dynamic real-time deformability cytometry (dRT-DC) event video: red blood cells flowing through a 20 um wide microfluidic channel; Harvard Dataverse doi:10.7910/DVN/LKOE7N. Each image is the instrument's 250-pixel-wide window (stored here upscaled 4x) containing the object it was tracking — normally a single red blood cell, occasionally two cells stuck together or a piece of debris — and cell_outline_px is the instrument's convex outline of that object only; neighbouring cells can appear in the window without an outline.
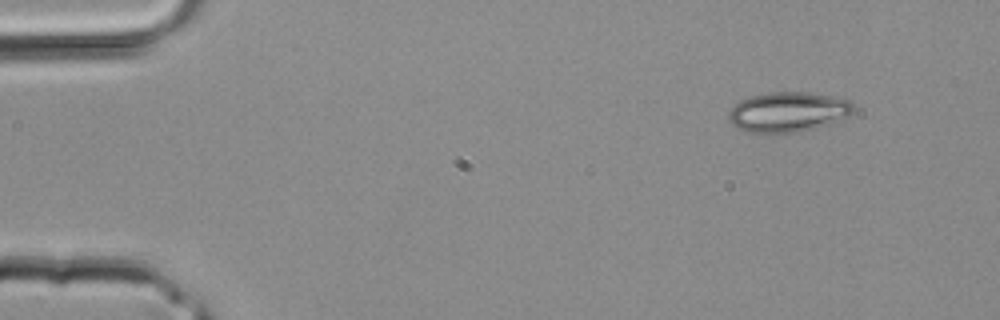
{"species": "common noctule bat (a hibernating species)", "species_latin": "Nyctalus noctula", "temperature_condition": "room temperature", "stored_images_in_passage": 2, "segment_of_instrument_passage": [2, 2], "camera_frame_rate_fps": 3000, "um_per_image_px": 0.085, "animal": {"sex": "male", "body_mass_g": 20.4}, "frame": {"image": 1, "passage_image": 2, "time_ms": 0.333, "image_size_px": [1000, 320], "cell_outline_px": [[856, 108], [848, 116], [812, 128], [796, 132], [748, 132], [736, 128], [728, 120], [728, 112], [740, 100], [752, 96], [768, 92], [808, 92], [832, 96], [848, 100], [856, 104]], "centroid_in_image_um": [66.96, 9.49], "position_along_channel_um": 18.0, "area_um2": 28.78}}